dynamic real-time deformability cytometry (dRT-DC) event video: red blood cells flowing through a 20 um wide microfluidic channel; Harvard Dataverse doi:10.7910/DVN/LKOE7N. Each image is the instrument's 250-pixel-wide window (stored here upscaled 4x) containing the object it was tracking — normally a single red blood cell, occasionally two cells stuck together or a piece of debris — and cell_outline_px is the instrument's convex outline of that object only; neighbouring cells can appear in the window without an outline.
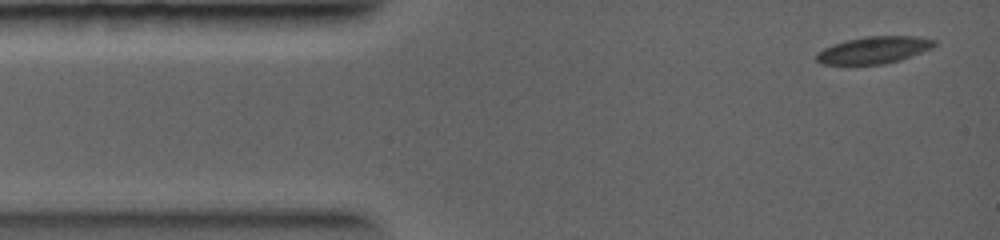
{"species": "common noctule bat (a hibernating species)", "species_latin": "Nyctalus noctula", "temperature_condition": "warm", "stored_images_in_passage": 26, "camera_frame_rate_fps": 5000, "um_per_image_px": 0.085, "animal": {"sex": "female", "body_mass_g": 19.0, "forearm_length_mm": 56.7}, "frame": {"image": 1, "passage_image": 1, "time_ms": 0.0, "image_size_px": [1000, 240], "cell_outline_px": [[936, 44], [932, 48], [900, 60], [884, 64], [820, 64], [816, 60], [816, 52], [832, 44], [864, 36], [916, 36], [936, 40]], "centroid_in_image_um": [74.27, 4.25], "position_along_channel_um": 10.7, "area_um2": 18.55}}
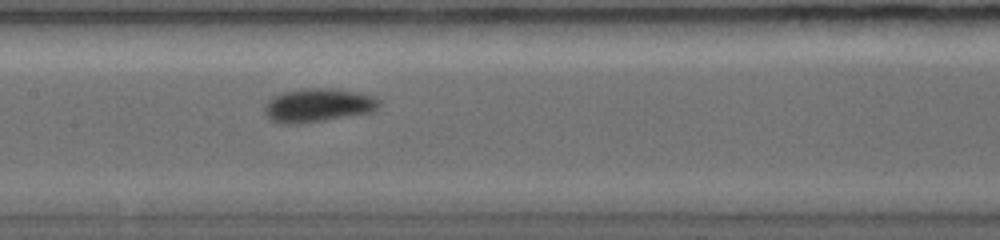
{"frame": {"image": 2, "passage_image": 11, "time_ms": 4.6, "image_size_px": [1000, 240], "cell_outline_px": [[380, 104], [372, 112], [300, 124], [280, 124], [268, 120], [264, 112], [264, 108], [268, 100], [272, 96], [284, 92], [300, 88], [332, 88], [372, 96], [380, 100]], "centroid_in_image_um": [26.95, 8.96], "position_along_channel_um": 180.5, "area_um2": 22.48}}
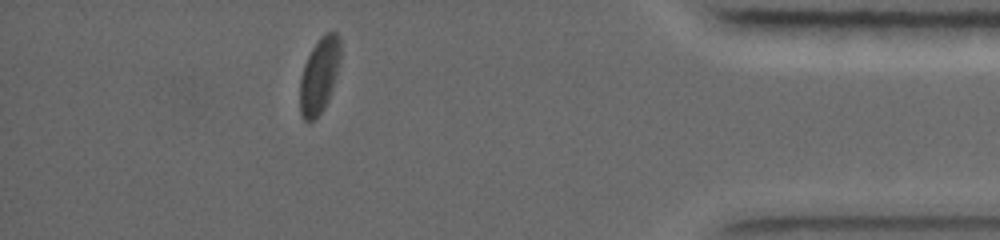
{"frame": {"image": 3, "passage_image": 24, "time_ms": 9.8, "image_size_px": [1000, 240], "cell_outline_px": [[340, 56], [332, 88], [328, 100], [324, 108], [312, 120], [304, 120], [300, 112], [300, 80], [304, 64], [312, 48], [320, 36], [328, 32], [336, 32], [340, 36]], "centroid_in_image_um": [27.13, 6.38], "position_along_channel_um": 408.1, "area_um2": 17.51}}